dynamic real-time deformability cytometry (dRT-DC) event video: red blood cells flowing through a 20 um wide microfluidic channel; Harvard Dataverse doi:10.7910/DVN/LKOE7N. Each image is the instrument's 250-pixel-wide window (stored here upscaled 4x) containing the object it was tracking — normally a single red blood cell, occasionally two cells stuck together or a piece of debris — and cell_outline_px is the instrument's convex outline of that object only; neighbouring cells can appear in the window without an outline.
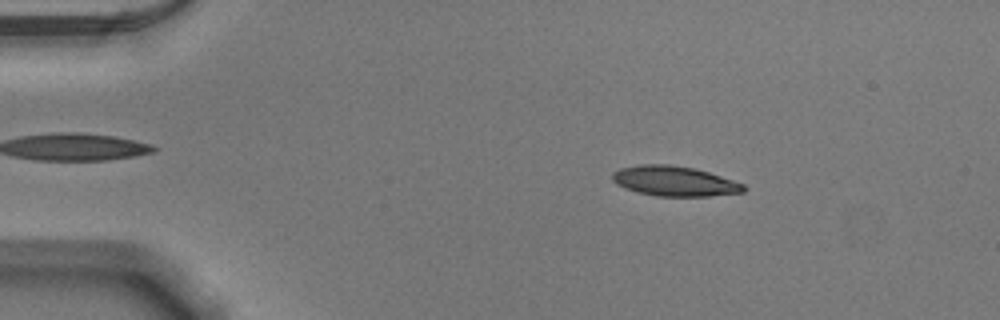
{"species": "Egyptian fruit bat (a non-hibernating species)", "species_latin": "Rousettus aegyptiacus", "temperature_condition": "warm", "stored_images_in_passage": 51, "camera_frame_rate_fps": 3000, "um_per_image_px": 0.085, "animal": {"sex": "male"}, "frame": {"image": 1, "passage_image": 8, "time_ms": 2.333, "image_size_px": [1000, 320], "cell_outline_px": [[748, 188], [744, 192], [708, 196], [656, 196], [636, 192], [624, 188], [616, 184], [612, 180], [612, 172], [620, 168], [640, 164], [668, 164], [696, 168], [744, 184]], "centroid_in_image_um": [57.3, 15.39], "position_along_channel_um": 27.7, "area_um2": 23.12}}
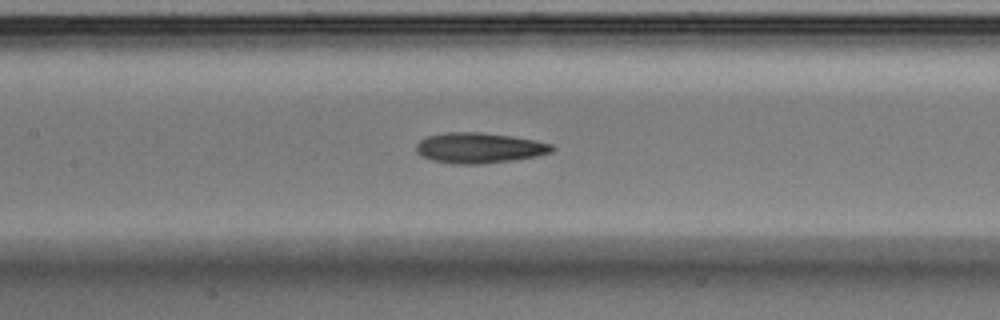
{"frame": {"image": 2, "passage_image": 24, "time_ms": 7.667, "image_size_px": [1000, 320], "cell_outline_px": [[556, 148], [552, 152], [536, 156], [512, 160], [480, 164], [452, 164], [432, 160], [420, 156], [416, 152], [416, 144], [420, 140], [428, 136], [448, 132], [480, 132], [512, 136], [536, 140], [552, 144]], "centroid_in_image_um": [40.73, 12.57], "position_along_channel_um": 166.7, "area_um2": 24.22}}
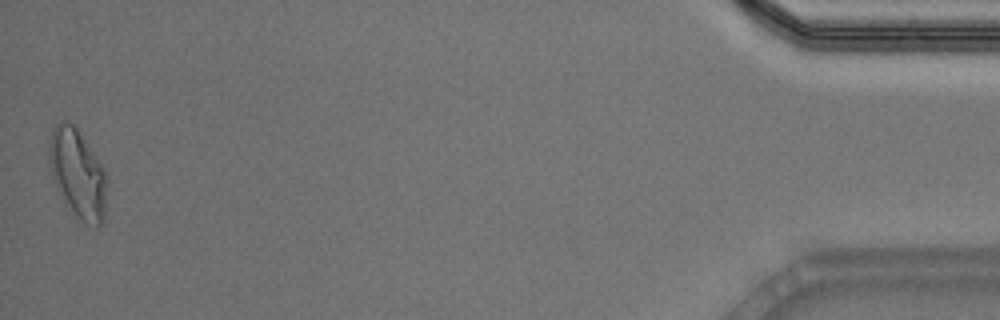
{"frame": {"image": 3, "passage_image": 51, "time_ms": 16.667, "image_size_px": [1000, 320], "cell_outline_px": [[108, 180], [104, 220], [96, 228], [72, 216], [64, 204], [56, 188], [48, 164], [48, 140], [52, 128], [60, 120], [68, 120], [76, 128], [104, 168], [108, 176]], "centroid_in_image_um": [6.58, 14.8], "position_along_channel_um": 428.6, "area_um2": 30.81}, "authors_computed_cell_mechanics": {"area_um2": 23.698, "velocity_mm_per_s": 3.8853, "shape_relaxation_time_tau1_ms": 4.7249, "shape_relaxation_time_tau2_ms": 2.646, "deformation_change_tau1": 0.185, "deformation_change_tau2": 0.1152}}